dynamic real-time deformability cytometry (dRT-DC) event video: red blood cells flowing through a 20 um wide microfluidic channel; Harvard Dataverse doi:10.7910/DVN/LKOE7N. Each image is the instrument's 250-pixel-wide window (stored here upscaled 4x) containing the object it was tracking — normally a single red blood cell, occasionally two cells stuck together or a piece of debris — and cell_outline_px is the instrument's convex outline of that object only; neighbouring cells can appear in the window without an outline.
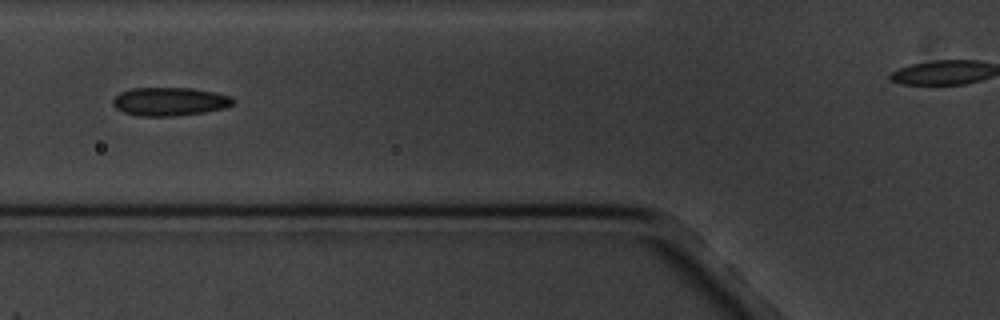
{"species": "common noctule bat (a hibernating species)", "species_latin": "Nyctalus noctula", "temperature_condition": "cold", "stored_images_in_passage": 10, "segment_of_instrument_passage": [1, 2], "camera_frame_rate_fps": 3000, "um_per_image_px": 0.085, "animal": {"sex": "male", "body_mass_g": 20.1, "forearm_length_mm": 53.5}, "frame": {"image": 1, "passage_image": 4, "time_ms": 3.667, "image_size_px": [1000, 320], "cell_outline_px": [[232, 104], [224, 108], [204, 112], [172, 116], [136, 116], [124, 112], [116, 108], [112, 104], [112, 100], [120, 92], [132, 88], [192, 88], [216, 92], [228, 96], [232, 100]], "centroid_in_image_um": [14.37, 8.63], "position_along_channel_um": 111.4, "area_um2": 19.77}}
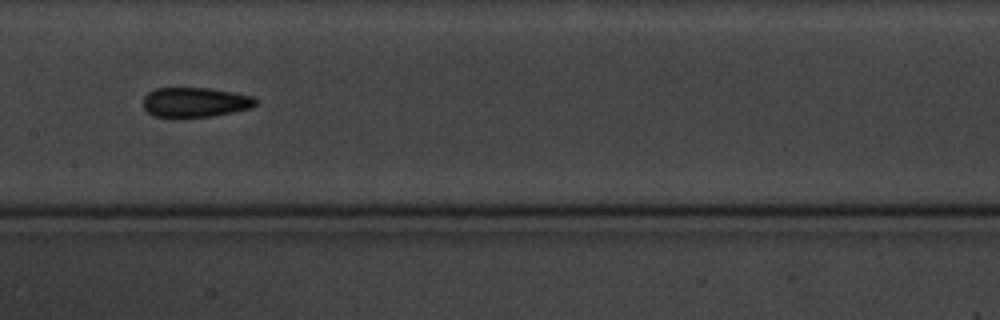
{"frame": {"image": 2, "passage_image": 6, "time_ms": 6.0, "image_size_px": [1000, 320], "cell_outline_px": [[256, 104], [252, 108], [212, 116], [172, 120], [152, 116], [144, 108], [144, 96], [148, 92], [156, 88], [208, 88], [232, 92], [252, 96], [256, 100]], "centroid_in_image_um": [16.52, 8.73], "position_along_channel_um": 190.9, "area_um2": 20.06}}
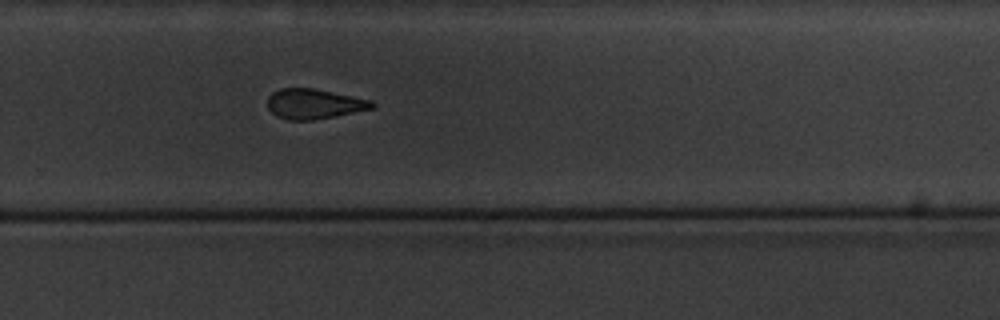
{"frame": {"image": 3, "passage_image": 9, "time_ms": 9.333, "image_size_px": [1000, 320], "cell_outline_px": [[376, 108], [312, 120], [288, 120], [276, 116], [268, 108], [268, 96], [272, 92], [280, 88], [312, 88], [372, 100], [376, 104]], "centroid_in_image_um": [26.7, 8.83], "position_along_channel_um": 303.1, "area_um2": 18.26}}